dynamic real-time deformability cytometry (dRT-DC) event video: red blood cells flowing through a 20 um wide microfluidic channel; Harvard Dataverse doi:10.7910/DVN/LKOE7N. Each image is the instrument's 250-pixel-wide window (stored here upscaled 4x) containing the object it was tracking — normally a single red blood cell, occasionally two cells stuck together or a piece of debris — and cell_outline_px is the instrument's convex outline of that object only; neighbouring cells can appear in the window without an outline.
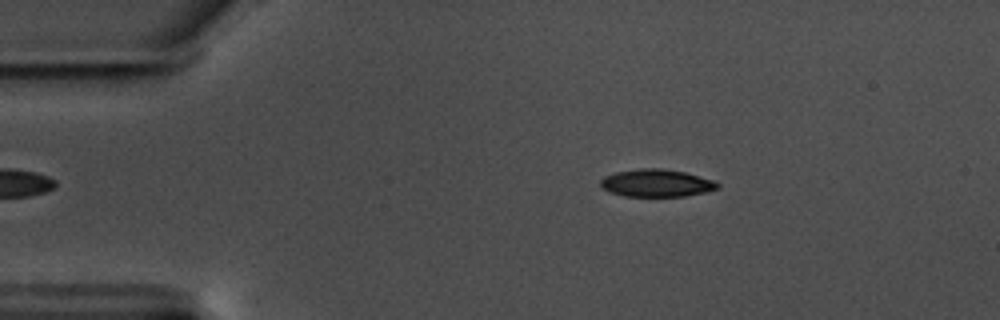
{"species": "common noctule bat (a hibernating species)", "species_latin": "Nyctalus noctula", "temperature_condition": "warm", "stored_images_in_passage": 42, "camera_frame_rate_fps": 3000, "um_per_image_px": 0.085, "animal": {"sex": "male", "body_mass_g": 17.5, "forearm_length_mm": 52.3}, "frame": {"image": 1, "passage_image": 3, "time_ms": 0.667, "image_size_px": [1000, 320], "cell_outline_px": [[720, 188], [704, 192], [684, 196], [624, 196], [612, 192], [604, 188], [600, 184], [600, 180], [604, 176], [616, 172], [640, 168], [660, 168], [684, 172], [712, 180], [720, 184]], "centroid_in_image_um": [55.8, 15.55], "position_along_channel_um": 29.2, "area_um2": 18.55}}
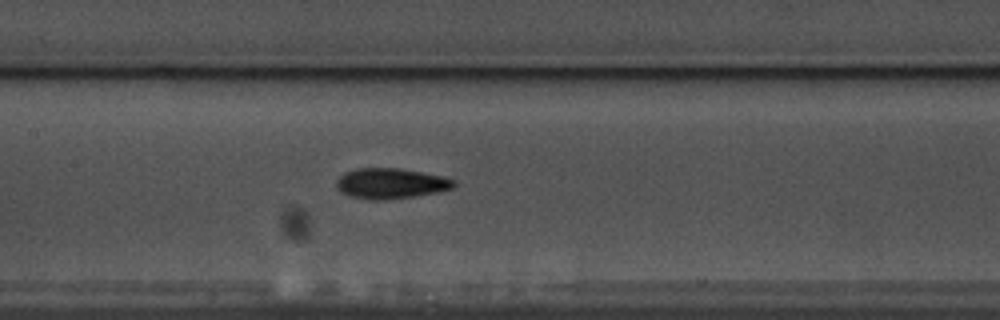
{"frame": {"image": 2, "passage_image": 20, "time_ms": 6.333, "image_size_px": [1000, 320], "cell_outline_px": [[456, 184], [452, 188], [436, 192], [412, 196], [384, 200], [368, 200], [348, 196], [340, 192], [336, 184], [336, 180], [344, 172], [356, 168], [400, 168], [440, 176], [456, 180]], "centroid_in_image_um": [33.15, 15.59], "position_along_channel_um": 174.2, "area_um2": 20.81}}
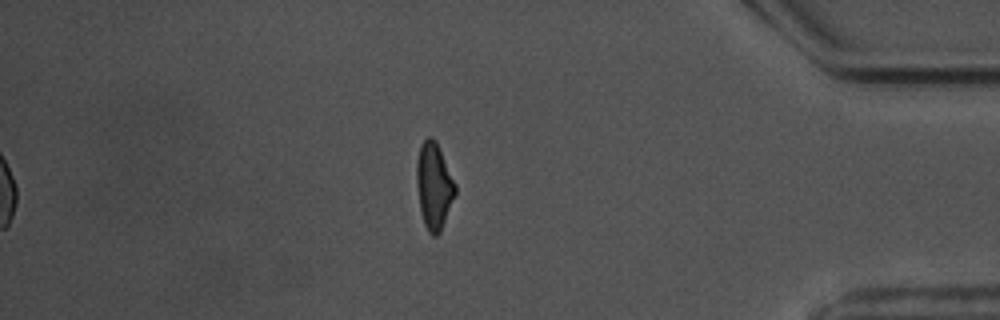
{"frame": {"image": 3, "passage_image": 42, "time_ms": 13.667, "image_size_px": [1000, 320], "cell_outline_px": [[456, 192], [440, 232], [436, 236], [432, 236], [428, 232], [424, 224], [420, 212], [416, 180], [416, 160], [420, 144], [428, 136], [432, 136], [436, 140], [456, 184]], "centroid_in_image_um": [36.87, 15.77], "position_along_channel_um": 398.3, "area_um2": 19.59}, "authors_computed_cell_mechanics": {"area_um2": 19.7965, "velocity_mm_per_s": 3.542, "shape_relaxation_time_tau1_ms": 3.9619, "shape_relaxation_time_tau2_ms": 4.1178, "deformation_change_tau1": 0.1308, "deformation_change_tau2": 0.1078}}